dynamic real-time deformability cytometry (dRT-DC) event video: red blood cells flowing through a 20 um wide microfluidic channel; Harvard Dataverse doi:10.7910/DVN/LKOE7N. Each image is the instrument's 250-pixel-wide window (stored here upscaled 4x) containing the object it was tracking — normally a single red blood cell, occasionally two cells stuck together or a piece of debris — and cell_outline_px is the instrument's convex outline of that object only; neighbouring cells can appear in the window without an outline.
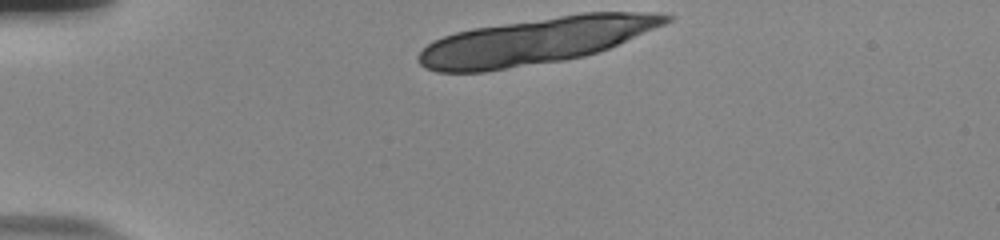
{"species": "human", "species_latin": "Homo sapiens", "temperature_condition": "room temperature", "stored_images_in_passage": 9, "camera_frame_rate_fps": 3000, "um_per_image_px": 0.085, "donor": {"sex": "male"}, "frame": {"image": 1, "passage_image": 1, "time_ms": 0.0, "image_size_px": [1000, 240], "cell_outline_px": [[672, 20], [664, 24], [608, 48], [584, 56], [564, 60], [484, 72], [436, 72], [424, 68], [416, 60], [416, 56], [432, 40], [456, 32], [472, 28], [580, 12], [656, 12], [672, 16]], "centroid_in_image_um": [45.47, 3.48], "position_along_channel_um": 39.5, "area_um2": 67.05}}